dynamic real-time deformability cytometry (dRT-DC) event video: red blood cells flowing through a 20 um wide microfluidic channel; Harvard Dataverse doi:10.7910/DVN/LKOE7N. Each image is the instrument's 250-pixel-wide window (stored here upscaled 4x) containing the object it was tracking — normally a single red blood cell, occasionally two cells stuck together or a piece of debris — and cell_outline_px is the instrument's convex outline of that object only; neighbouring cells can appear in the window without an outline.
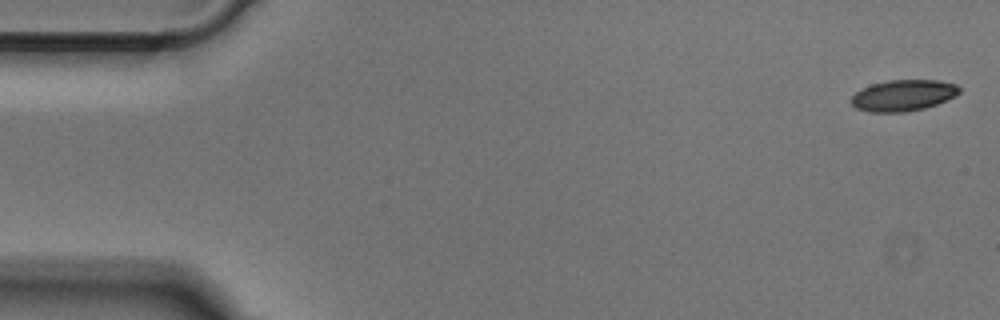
{"species": "Egyptian fruit bat (a non-hibernating species)", "species_latin": "Rousettus aegyptiacus", "temperature_condition": "cold", "stored_images_in_passage": 8, "camera_frame_rate_fps": 3000, "um_per_image_px": 0.085, "animal": {"sex": "male"}, "frame": {"image": 1, "passage_image": 1, "time_ms": 0.0, "image_size_px": [1000, 320], "cell_outline_px": [[960, 92], [956, 96], [936, 104], [924, 108], [904, 112], [868, 112], [856, 108], [852, 104], [852, 96], [856, 92], [872, 84], [888, 80], [940, 80], [956, 84], [960, 88]], "centroid_in_image_um": [76.8, 8.1], "position_along_channel_um": 8.2, "area_um2": 19.59}}